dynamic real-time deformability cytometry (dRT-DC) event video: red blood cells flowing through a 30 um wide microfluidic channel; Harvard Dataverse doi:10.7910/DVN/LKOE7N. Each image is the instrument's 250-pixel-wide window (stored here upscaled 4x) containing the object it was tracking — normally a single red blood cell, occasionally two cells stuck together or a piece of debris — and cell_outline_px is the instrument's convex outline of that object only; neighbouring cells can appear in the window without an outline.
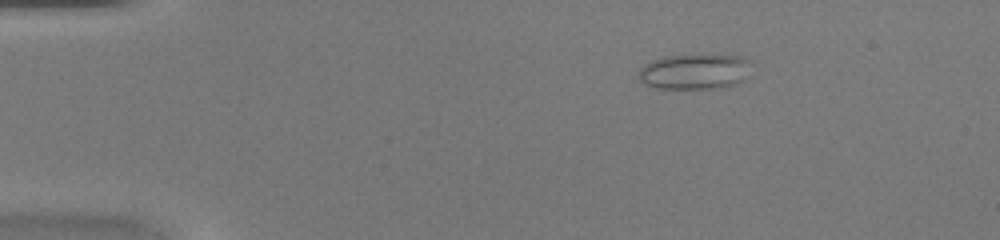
{"species": "common noctule bat (a hibernating species)", "species_latin": "Nyctalus noctula", "temperature_condition": "warm", "stored_images_in_passage": 41, "camera_frame_rate_fps": 3000, "um_per_image_px": 0.085, "animal": {"sex": "female", "body_mass_g": 20.0, "forearm_length_mm": 54.0}, "frame": {"image": 1, "passage_image": 1, "time_ms": 0.0, "image_size_px": [1000, 240], "cell_outline_px": [[752, 76], [736, 84], [720, 88], [656, 88], [644, 84], [640, 80], [636, 72], [644, 64], [652, 60], [664, 56], [700, 52], [740, 56], [752, 60]], "centroid_in_image_um": [59.13, 6.03], "position_along_channel_um": 25.9, "area_um2": 24.68}}
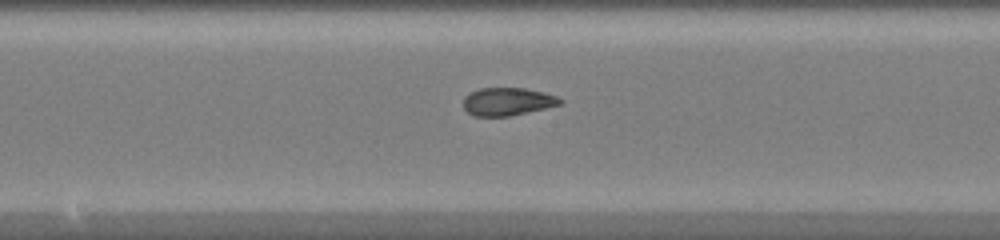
{"frame": {"image": 2, "passage_image": 19, "time_ms": 6.0, "image_size_px": [1000, 240], "cell_outline_px": [[564, 100], [560, 104], [544, 108], [508, 116], [472, 116], [464, 108], [464, 96], [480, 88], [524, 88], [544, 92], [556, 96]], "centroid_in_image_um": [43.12, 8.63], "position_along_channel_um": 205.1, "area_um2": 15.55}}
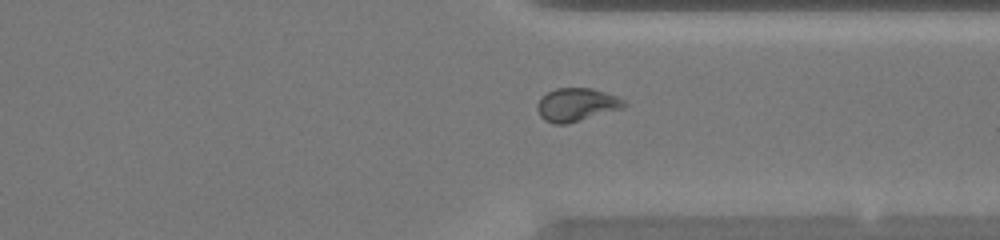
{"frame": {"image": 3, "passage_image": 30, "time_ms": 9.667, "image_size_px": [1000, 240], "cell_outline_px": [[628, 104], [624, 108], [568, 124], [552, 124], [544, 120], [540, 116], [536, 108], [536, 104], [548, 92], [556, 88], [592, 88], [616, 96], [624, 100]], "centroid_in_image_um": [49.01, 8.91], "position_along_channel_um": 362.4, "area_um2": 16.88}, "authors_computed_cell_mechanics": {"area_um2": 16.8776, "velocity_mm_per_s": 4.2871, "shape_relaxation_time_tau1_ms": null, "shape_relaxation_time_tau2_ms": 1.0718, "deformation_change_tau1": null, "deformation_change_tau2": 0.0829}}